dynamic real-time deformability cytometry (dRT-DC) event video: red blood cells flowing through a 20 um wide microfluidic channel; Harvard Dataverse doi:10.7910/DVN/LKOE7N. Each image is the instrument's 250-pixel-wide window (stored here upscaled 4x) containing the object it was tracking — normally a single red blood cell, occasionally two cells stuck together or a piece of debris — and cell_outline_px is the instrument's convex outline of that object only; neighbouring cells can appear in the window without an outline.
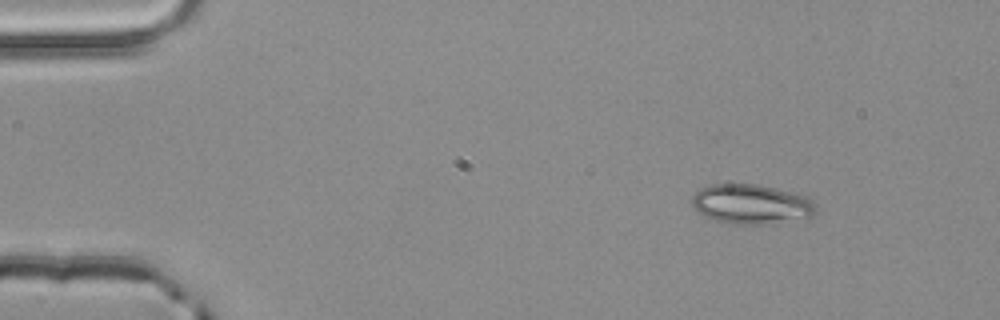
{"species": "common noctule bat (a hibernating species)", "species_latin": "Nyctalus noctula", "temperature_condition": "room temperature", "stored_images_in_passage": 3, "camera_frame_rate_fps": 3000, "um_per_image_px": 0.085, "animal": {"sex": "male", "body_mass_g": 20.4}, "frame": {"image": 1, "passage_image": 1, "time_ms": 0.0, "image_size_px": [1000, 320], "cell_outline_px": [[816, 212], [812, 216], [804, 220], [772, 224], [732, 224], [716, 220], [704, 216], [692, 204], [692, 196], [700, 188], [708, 184], [760, 184], [776, 188], [804, 196], [812, 200], [816, 204]], "centroid_in_image_um": [63.91, 17.36], "position_along_channel_um": 21.1, "area_um2": 29.02}}